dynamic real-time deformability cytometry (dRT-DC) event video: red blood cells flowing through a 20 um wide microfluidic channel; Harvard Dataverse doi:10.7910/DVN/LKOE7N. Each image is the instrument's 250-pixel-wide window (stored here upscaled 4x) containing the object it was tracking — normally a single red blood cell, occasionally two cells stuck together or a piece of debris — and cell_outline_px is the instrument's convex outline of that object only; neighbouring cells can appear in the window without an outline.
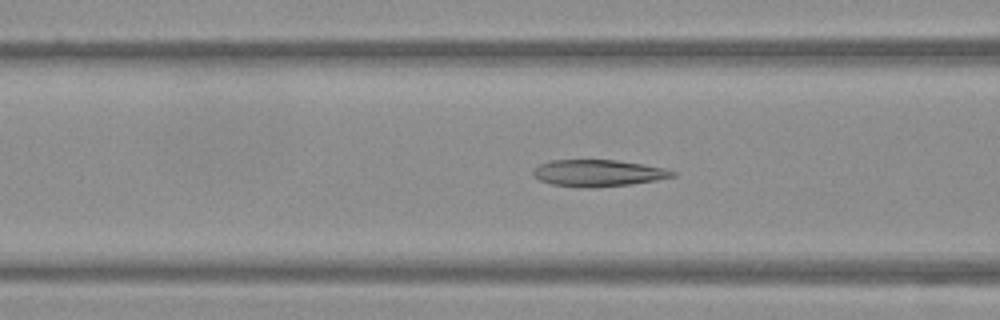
{"species": "Egyptian fruit bat (a non-hibernating species)", "species_latin": "Rousettus aegyptiacus", "temperature_condition": "warm", "stored_images_in_passage": 53, "camera_frame_rate_fps": 3000, "um_per_image_px": 0.085, "frame": {"image": 1, "passage_image": 21, "time_ms": 6.667, "image_size_px": [1000, 320], "cell_outline_px": [[676, 176], [656, 180], [632, 184], [592, 188], [588, 188], [552, 184], [540, 180], [532, 176], [532, 172], [540, 164], [552, 160], [616, 160], [644, 164], [664, 168], [676, 172]], "centroid_in_image_um": [50.86, 14.71], "position_along_channel_um": 115.7, "area_um2": 21.68}}
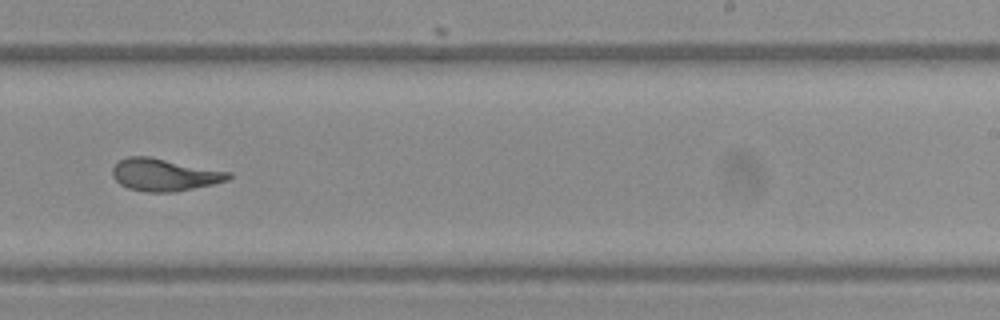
{"frame": {"image": 2, "passage_image": 33, "time_ms": 10.667, "image_size_px": [1000, 320], "cell_outline_px": [[232, 176], [228, 180], [212, 184], [176, 192], [144, 192], [128, 188], [120, 184], [112, 176], [112, 168], [120, 160], [128, 156], [148, 156], [232, 172]], "centroid_in_image_um": [13.97, 14.86], "position_along_channel_um": 275.0, "area_um2": 21.91}}
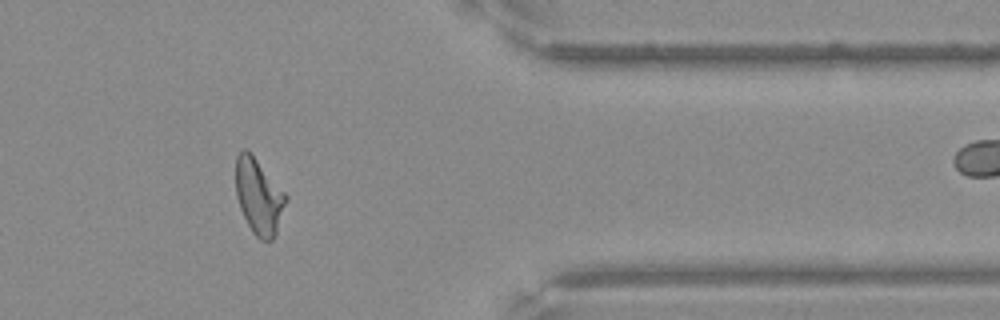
{"frame": {"image": 3, "passage_image": 43, "time_ms": 14.0, "image_size_px": [1000, 320], "cell_outline_px": [[288, 200], [276, 232], [272, 240], [268, 244], [260, 240], [252, 232], [240, 208], [236, 196], [236, 156], [240, 148], [248, 148], [252, 152], [288, 196]], "centroid_in_image_um": [22.0, 16.66], "position_along_channel_um": 389.4, "area_um2": 22.54}}